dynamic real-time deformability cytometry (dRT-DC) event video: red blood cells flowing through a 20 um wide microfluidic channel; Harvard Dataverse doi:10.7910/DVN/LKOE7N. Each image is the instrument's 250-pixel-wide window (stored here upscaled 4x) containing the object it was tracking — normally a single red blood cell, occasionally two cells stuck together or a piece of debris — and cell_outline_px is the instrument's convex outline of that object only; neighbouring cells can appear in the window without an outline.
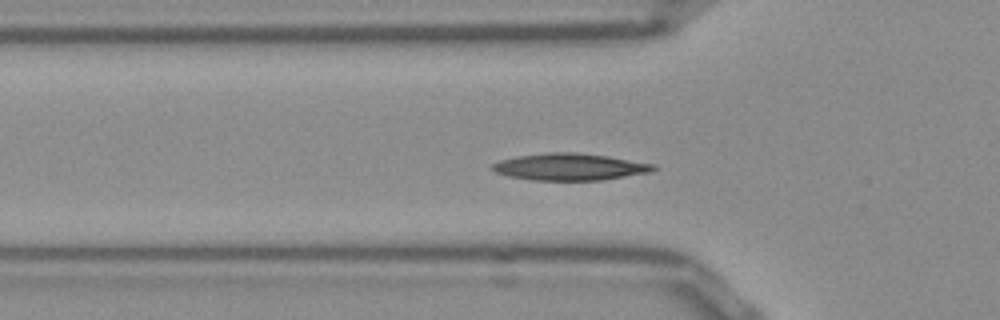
{"species": "Egyptian fruit bat (a non-hibernating species)", "species_latin": "Rousettus aegyptiacus", "temperature_condition": "room temperature", "stored_images_in_passage": 51, "camera_frame_rate_fps": 3000, "um_per_image_px": 0.085, "frame": {"image": 1, "passage_image": 15, "time_ms": 4.667, "image_size_px": [1000, 320], "cell_outline_px": [[660, 168], [652, 172], [600, 180], [532, 180], [508, 176], [496, 172], [488, 168], [492, 164], [500, 160], [520, 156], [548, 152], [572, 152], [604, 156], [656, 164]], "centroid_in_image_um": [48.44, 14.19], "position_along_channel_um": 77.4, "area_um2": 25.14}}
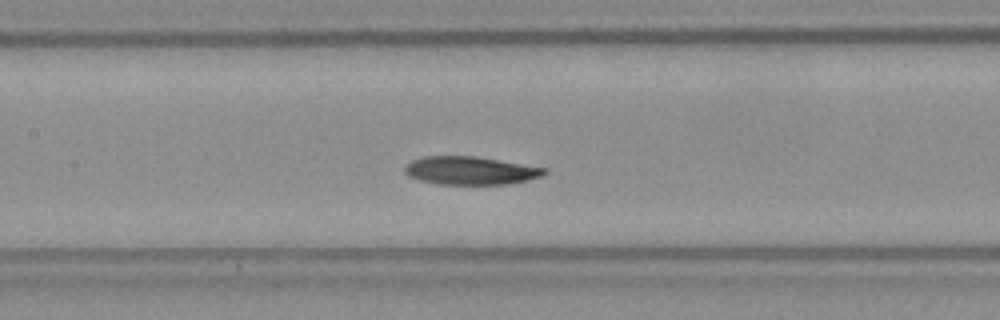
{"frame": {"image": 2, "passage_image": 22, "time_ms": 7.0, "image_size_px": [1000, 320], "cell_outline_px": [[548, 172], [540, 176], [528, 180], [508, 184], [436, 184], [420, 180], [408, 176], [404, 172], [404, 168], [412, 160], [424, 156], [476, 156], [548, 168]], "centroid_in_image_um": [39.99, 14.5], "position_along_channel_um": 167.4, "area_um2": 22.95}}
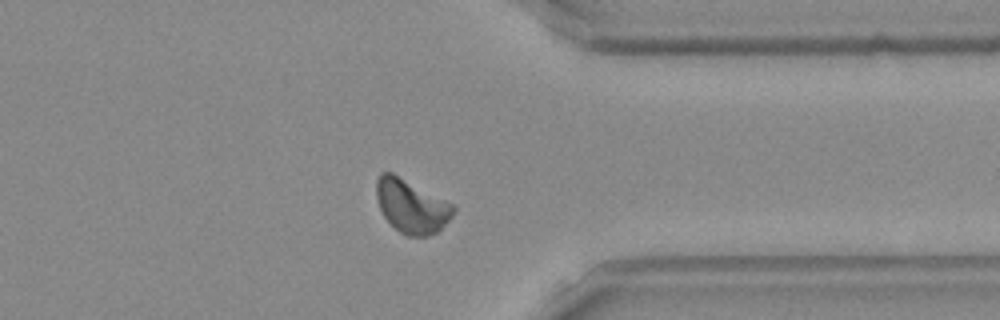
{"frame": {"image": 3, "passage_image": 39, "time_ms": 12.667, "image_size_px": [1000, 320], "cell_outline_px": [[456, 208], [452, 216], [436, 232], [428, 236], [408, 236], [400, 232], [384, 216], [380, 208], [376, 196], [376, 180], [380, 172], [392, 172], [452, 204]], "centroid_in_image_um": [34.94, 17.51], "position_along_channel_um": 376.5, "area_um2": 23.58}, "authors_computed_cell_mechanics": {"area_um2": 23.0044, "velocity_mm_per_s": 3.8233, "shape_relaxation_time_tau1_ms": 4.1842, "shape_relaxation_time_tau2_ms": 10.5916, "deformation_change_tau1": 0.1271, "deformation_change_tau2": 0.1623}}